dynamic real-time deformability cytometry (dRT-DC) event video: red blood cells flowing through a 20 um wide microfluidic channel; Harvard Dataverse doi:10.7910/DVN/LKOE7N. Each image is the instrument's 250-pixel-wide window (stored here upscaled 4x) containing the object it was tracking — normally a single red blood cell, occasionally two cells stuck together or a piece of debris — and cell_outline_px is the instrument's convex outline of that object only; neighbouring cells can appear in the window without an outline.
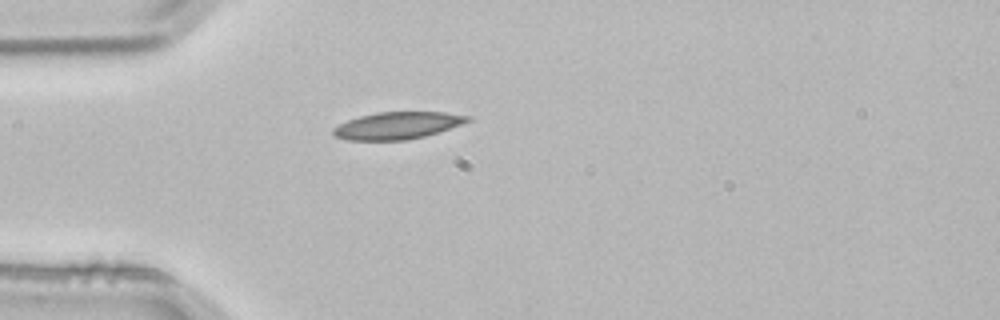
{"species": "common noctule bat (a hibernating species)", "species_latin": "Nyctalus noctula", "temperature_condition": "room temperature", "stored_images_in_passage": 1, "camera_frame_rate_fps": 3000, "um_per_image_px": 0.085, "animal": {"sex": "male", "body_mass_g": 21.5, "forearm_length_mm": 52.0}, "frame": {"image": 1, "passage_image": 1, "time_ms": 0.0, "image_size_px": [1000, 320], "cell_outline_px": [[472, 120], [424, 136], [404, 140], [348, 140], [336, 136], [332, 132], [332, 128], [348, 120], [360, 116], [376, 112], [444, 112], [472, 116]], "centroid_in_image_um": [33.77, 10.66], "position_along_channel_um": 51.2, "area_um2": 20.98}}